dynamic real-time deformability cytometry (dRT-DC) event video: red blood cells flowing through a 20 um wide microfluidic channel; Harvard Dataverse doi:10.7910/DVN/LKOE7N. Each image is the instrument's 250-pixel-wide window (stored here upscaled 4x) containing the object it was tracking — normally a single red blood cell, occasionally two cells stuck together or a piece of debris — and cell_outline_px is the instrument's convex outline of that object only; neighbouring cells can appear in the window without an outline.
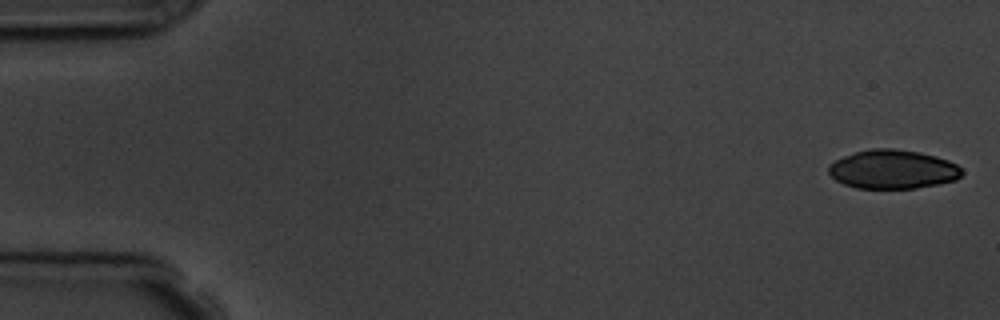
{"species": "common noctule bat (a hibernating species)", "species_latin": "Nyctalus noctula", "temperature_condition": "room temperature", "stored_images_in_passage": 4, "camera_frame_rate_fps": 3000, "um_per_image_px": 0.085, "animal": {"sex": "male", "body_mass_g": 19.5, "forearm_length_mm": 54.6}, "frame": {"image": 1, "passage_image": 1, "time_ms": 0.0, "image_size_px": [1000, 320], "cell_outline_px": [[964, 172], [956, 180], [916, 188], [856, 188], [844, 184], [836, 180], [828, 172], [828, 164], [844, 156], [856, 152], [872, 148], [892, 148], [920, 152], [936, 156], [948, 160], [956, 164]], "centroid_in_image_um": [75.88, 14.39], "position_along_channel_um": 9.1, "area_um2": 30.17}}